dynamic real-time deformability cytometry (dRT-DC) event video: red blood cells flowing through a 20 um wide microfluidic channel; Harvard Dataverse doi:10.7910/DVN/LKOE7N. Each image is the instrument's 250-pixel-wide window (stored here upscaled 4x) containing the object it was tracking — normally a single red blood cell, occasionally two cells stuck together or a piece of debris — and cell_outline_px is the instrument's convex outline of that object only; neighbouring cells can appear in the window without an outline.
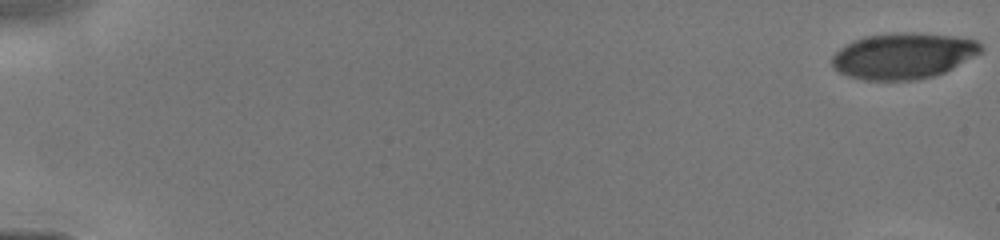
{"species": "human", "species_latin": "Homo sapiens", "temperature_condition": "cold", "stored_images_in_passage": 21, "camera_frame_rate_fps": 3000, "um_per_image_px": 0.085, "donor": {"sex": "male"}, "frame": {"image": 1, "passage_image": 1, "time_ms": 0.0, "image_size_px": [1000, 240], "cell_outline_px": [[984, 48], [980, 52], [952, 68], [936, 76], [916, 80], [864, 80], [848, 76], [840, 72], [832, 64], [832, 56], [840, 48], [852, 40], [864, 36], [896, 32], [916, 32], [952, 36], [976, 40]], "centroid_in_image_um": [76.76, 4.74], "position_along_channel_um": 8.2, "area_um2": 39.88}}